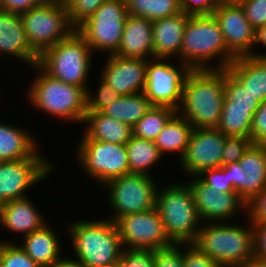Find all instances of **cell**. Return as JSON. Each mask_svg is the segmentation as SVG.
<instances>
[{
    "instance_id": "f6af8a7d",
    "label": "cell",
    "mask_w": 266,
    "mask_h": 267,
    "mask_svg": "<svg viewBox=\"0 0 266 267\" xmlns=\"http://www.w3.org/2000/svg\"><path fill=\"white\" fill-rule=\"evenodd\" d=\"M251 223H266V186L247 203Z\"/></svg>"
},
{
    "instance_id": "8d00e7d4",
    "label": "cell",
    "mask_w": 266,
    "mask_h": 267,
    "mask_svg": "<svg viewBox=\"0 0 266 267\" xmlns=\"http://www.w3.org/2000/svg\"><path fill=\"white\" fill-rule=\"evenodd\" d=\"M68 10V17L71 25L77 29L87 19H89L95 11L106 0H63Z\"/></svg>"
},
{
    "instance_id": "74e56055",
    "label": "cell",
    "mask_w": 266,
    "mask_h": 267,
    "mask_svg": "<svg viewBox=\"0 0 266 267\" xmlns=\"http://www.w3.org/2000/svg\"><path fill=\"white\" fill-rule=\"evenodd\" d=\"M253 144L251 138L244 136H225L221 166L238 162Z\"/></svg>"
},
{
    "instance_id": "4dcf8cb0",
    "label": "cell",
    "mask_w": 266,
    "mask_h": 267,
    "mask_svg": "<svg viewBox=\"0 0 266 267\" xmlns=\"http://www.w3.org/2000/svg\"><path fill=\"white\" fill-rule=\"evenodd\" d=\"M128 15L155 21L182 12V0H125Z\"/></svg>"
},
{
    "instance_id": "b9f144b4",
    "label": "cell",
    "mask_w": 266,
    "mask_h": 267,
    "mask_svg": "<svg viewBox=\"0 0 266 267\" xmlns=\"http://www.w3.org/2000/svg\"><path fill=\"white\" fill-rule=\"evenodd\" d=\"M155 267H183V244L154 251Z\"/></svg>"
},
{
    "instance_id": "3957f363",
    "label": "cell",
    "mask_w": 266,
    "mask_h": 267,
    "mask_svg": "<svg viewBox=\"0 0 266 267\" xmlns=\"http://www.w3.org/2000/svg\"><path fill=\"white\" fill-rule=\"evenodd\" d=\"M30 69L35 74L27 86L26 103L53 119L82 125L86 116V91L51 77L38 64Z\"/></svg>"
},
{
    "instance_id": "bcb514c9",
    "label": "cell",
    "mask_w": 266,
    "mask_h": 267,
    "mask_svg": "<svg viewBox=\"0 0 266 267\" xmlns=\"http://www.w3.org/2000/svg\"><path fill=\"white\" fill-rule=\"evenodd\" d=\"M221 0H182V11L189 15H212Z\"/></svg>"
},
{
    "instance_id": "9a60e30c",
    "label": "cell",
    "mask_w": 266,
    "mask_h": 267,
    "mask_svg": "<svg viewBox=\"0 0 266 267\" xmlns=\"http://www.w3.org/2000/svg\"><path fill=\"white\" fill-rule=\"evenodd\" d=\"M189 179L186 181L192 190L194 203L203 223L231 222L238 215L240 218L239 213L247 216V202L237 192L223 193L207 186L198 177Z\"/></svg>"
},
{
    "instance_id": "603a6c76",
    "label": "cell",
    "mask_w": 266,
    "mask_h": 267,
    "mask_svg": "<svg viewBox=\"0 0 266 267\" xmlns=\"http://www.w3.org/2000/svg\"><path fill=\"white\" fill-rule=\"evenodd\" d=\"M115 55L122 58H154L152 21L128 15Z\"/></svg>"
},
{
    "instance_id": "7bdbcfd3",
    "label": "cell",
    "mask_w": 266,
    "mask_h": 267,
    "mask_svg": "<svg viewBox=\"0 0 266 267\" xmlns=\"http://www.w3.org/2000/svg\"><path fill=\"white\" fill-rule=\"evenodd\" d=\"M183 267H220L193 244H183Z\"/></svg>"
},
{
    "instance_id": "30bf717a",
    "label": "cell",
    "mask_w": 266,
    "mask_h": 267,
    "mask_svg": "<svg viewBox=\"0 0 266 267\" xmlns=\"http://www.w3.org/2000/svg\"><path fill=\"white\" fill-rule=\"evenodd\" d=\"M153 176L127 174L110 180L102 187L106 191L108 207L114 211L108 219L116 222L128 214L155 208L159 182ZM109 195V196H108Z\"/></svg>"
},
{
    "instance_id": "277c9868",
    "label": "cell",
    "mask_w": 266,
    "mask_h": 267,
    "mask_svg": "<svg viewBox=\"0 0 266 267\" xmlns=\"http://www.w3.org/2000/svg\"><path fill=\"white\" fill-rule=\"evenodd\" d=\"M235 58L213 15L189 16L180 48L181 63L190 69H226Z\"/></svg>"
},
{
    "instance_id": "7dc6e473",
    "label": "cell",
    "mask_w": 266,
    "mask_h": 267,
    "mask_svg": "<svg viewBox=\"0 0 266 267\" xmlns=\"http://www.w3.org/2000/svg\"><path fill=\"white\" fill-rule=\"evenodd\" d=\"M226 175L237 192L245 200V175L246 172L240 167L238 162H231L223 166Z\"/></svg>"
},
{
    "instance_id": "d4e9b609",
    "label": "cell",
    "mask_w": 266,
    "mask_h": 267,
    "mask_svg": "<svg viewBox=\"0 0 266 267\" xmlns=\"http://www.w3.org/2000/svg\"><path fill=\"white\" fill-rule=\"evenodd\" d=\"M85 130L80 139L126 144L133 136L132 127L101 112L86 113Z\"/></svg>"
},
{
    "instance_id": "484cf974",
    "label": "cell",
    "mask_w": 266,
    "mask_h": 267,
    "mask_svg": "<svg viewBox=\"0 0 266 267\" xmlns=\"http://www.w3.org/2000/svg\"><path fill=\"white\" fill-rule=\"evenodd\" d=\"M254 96L266 100V58L251 55L236 57L227 68Z\"/></svg>"
},
{
    "instance_id": "f5cc1de1",
    "label": "cell",
    "mask_w": 266,
    "mask_h": 267,
    "mask_svg": "<svg viewBox=\"0 0 266 267\" xmlns=\"http://www.w3.org/2000/svg\"><path fill=\"white\" fill-rule=\"evenodd\" d=\"M240 267H266V261L257 258H250L244 265Z\"/></svg>"
},
{
    "instance_id": "db71d44e",
    "label": "cell",
    "mask_w": 266,
    "mask_h": 267,
    "mask_svg": "<svg viewBox=\"0 0 266 267\" xmlns=\"http://www.w3.org/2000/svg\"><path fill=\"white\" fill-rule=\"evenodd\" d=\"M2 237H0V244H1V242H14L15 240H16V238H14V240L13 239H11V240H9V239H1ZM13 240V241H12Z\"/></svg>"
},
{
    "instance_id": "9c48e42d",
    "label": "cell",
    "mask_w": 266,
    "mask_h": 267,
    "mask_svg": "<svg viewBox=\"0 0 266 267\" xmlns=\"http://www.w3.org/2000/svg\"><path fill=\"white\" fill-rule=\"evenodd\" d=\"M20 16L29 44L39 56L76 30L63 0H46Z\"/></svg>"
},
{
    "instance_id": "ac0fdd59",
    "label": "cell",
    "mask_w": 266,
    "mask_h": 267,
    "mask_svg": "<svg viewBox=\"0 0 266 267\" xmlns=\"http://www.w3.org/2000/svg\"><path fill=\"white\" fill-rule=\"evenodd\" d=\"M99 77L117 91L120 96L144 91L146 85L147 59L122 58L106 55Z\"/></svg>"
},
{
    "instance_id": "e575fe53",
    "label": "cell",
    "mask_w": 266,
    "mask_h": 267,
    "mask_svg": "<svg viewBox=\"0 0 266 267\" xmlns=\"http://www.w3.org/2000/svg\"><path fill=\"white\" fill-rule=\"evenodd\" d=\"M98 78L99 81L96 89H92L91 91L90 86L87 88L86 113L101 112L120 96L115 89L104 82L100 77Z\"/></svg>"
},
{
    "instance_id": "c3c4849f",
    "label": "cell",
    "mask_w": 266,
    "mask_h": 267,
    "mask_svg": "<svg viewBox=\"0 0 266 267\" xmlns=\"http://www.w3.org/2000/svg\"><path fill=\"white\" fill-rule=\"evenodd\" d=\"M254 258L266 261V223H252Z\"/></svg>"
},
{
    "instance_id": "6da1fadb",
    "label": "cell",
    "mask_w": 266,
    "mask_h": 267,
    "mask_svg": "<svg viewBox=\"0 0 266 267\" xmlns=\"http://www.w3.org/2000/svg\"><path fill=\"white\" fill-rule=\"evenodd\" d=\"M225 85V69H191L183 84L182 102L177 113L200 129L219 126Z\"/></svg>"
},
{
    "instance_id": "836d02e7",
    "label": "cell",
    "mask_w": 266,
    "mask_h": 267,
    "mask_svg": "<svg viewBox=\"0 0 266 267\" xmlns=\"http://www.w3.org/2000/svg\"><path fill=\"white\" fill-rule=\"evenodd\" d=\"M223 106L251 107L254 114L260 106L255 96L226 68Z\"/></svg>"
},
{
    "instance_id": "d590c367",
    "label": "cell",
    "mask_w": 266,
    "mask_h": 267,
    "mask_svg": "<svg viewBox=\"0 0 266 267\" xmlns=\"http://www.w3.org/2000/svg\"><path fill=\"white\" fill-rule=\"evenodd\" d=\"M0 267H40L15 242H1Z\"/></svg>"
},
{
    "instance_id": "11a10c76",
    "label": "cell",
    "mask_w": 266,
    "mask_h": 267,
    "mask_svg": "<svg viewBox=\"0 0 266 267\" xmlns=\"http://www.w3.org/2000/svg\"><path fill=\"white\" fill-rule=\"evenodd\" d=\"M110 267H121V265L118 263V264L110 266Z\"/></svg>"
},
{
    "instance_id": "83f0119b",
    "label": "cell",
    "mask_w": 266,
    "mask_h": 267,
    "mask_svg": "<svg viewBox=\"0 0 266 267\" xmlns=\"http://www.w3.org/2000/svg\"><path fill=\"white\" fill-rule=\"evenodd\" d=\"M239 165L246 172L245 201L248 203L266 186V144H252Z\"/></svg>"
},
{
    "instance_id": "4316f807",
    "label": "cell",
    "mask_w": 266,
    "mask_h": 267,
    "mask_svg": "<svg viewBox=\"0 0 266 267\" xmlns=\"http://www.w3.org/2000/svg\"><path fill=\"white\" fill-rule=\"evenodd\" d=\"M194 127L176 113L164 126L154 141L160 153L166 158L175 155L178 161L183 157ZM166 155V156H165Z\"/></svg>"
},
{
    "instance_id": "5b68a950",
    "label": "cell",
    "mask_w": 266,
    "mask_h": 267,
    "mask_svg": "<svg viewBox=\"0 0 266 267\" xmlns=\"http://www.w3.org/2000/svg\"><path fill=\"white\" fill-rule=\"evenodd\" d=\"M202 223L193 245L220 267H240L253 258L251 221ZM248 224V225H247Z\"/></svg>"
},
{
    "instance_id": "681fc988",
    "label": "cell",
    "mask_w": 266,
    "mask_h": 267,
    "mask_svg": "<svg viewBox=\"0 0 266 267\" xmlns=\"http://www.w3.org/2000/svg\"><path fill=\"white\" fill-rule=\"evenodd\" d=\"M46 0H2L1 10L22 14L29 9L41 5Z\"/></svg>"
},
{
    "instance_id": "5bb4252c",
    "label": "cell",
    "mask_w": 266,
    "mask_h": 267,
    "mask_svg": "<svg viewBox=\"0 0 266 267\" xmlns=\"http://www.w3.org/2000/svg\"><path fill=\"white\" fill-rule=\"evenodd\" d=\"M115 223L123 248L156 251L173 245L156 208L125 215Z\"/></svg>"
},
{
    "instance_id": "816d5d0a",
    "label": "cell",
    "mask_w": 266,
    "mask_h": 267,
    "mask_svg": "<svg viewBox=\"0 0 266 267\" xmlns=\"http://www.w3.org/2000/svg\"><path fill=\"white\" fill-rule=\"evenodd\" d=\"M67 254H63L53 265L50 267H84L80 261L69 256L66 257ZM65 256V257H64Z\"/></svg>"
},
{
    "instance_id": "44dd1931",
    "label": "cell",
    "mask_w": 266,
    "mask_h": 267,
    "mask_svg": "<svg viewBox=\"0 0 266 267\" xmlns=\"http://www.w3.org/2000/svg\"><path fill=\"white\" fill-rule=\"evenodd\" d=\"M189 14L183 11L152 21L154 58H170L180 62V48Z\"/></svg>"
},
{
    "instance_id": "7a4b0ae2",
    "label": "cell",
    "mask_w": 266,
    "mask_h": 267,
    "mask_svg": "<svg viewBox=\"0 0 266 267\" xmlns=\"http://www.w3.org/2000/svg\"><path fill=\"white\" fill-rule=\"evenodd\" d=\"M93 219H77L66 225L71 256L84 267L118 264L123 247L116 223L106 217Z\"/></svg>"
},
{
    "instance_id": "7402d4cb",
    "label": "cell",
    "mask_w": 266,
    "mask_h": 267,
    "mask_svg": "<svg viewBox=\"0 0 266 267\" xmlns=\"http://www.w3.org/2000/svg\"><path fill=\"white\" fill-rule=\"evenodd\" d=\"M52 226L48 220L39 230L20 238V242L17 239L19 246L40 267H50L63 255L60 229L57 231Z\"/></svg>"
},
{
    "instance_id": "ab89813d",
    "label": "cell",
    "mask_w": 266,
    "mask_h": 267,
    "mask_svg": "<svg viewBox=\"0 0 266 267\" xmlns=\"http://www.w3.org/2000/svg\"><path fill=\"white\" fill-rule=\"evenodd\" d=\"M119 264L121 267H155L154 251L123 248Z\"/></svg>"
},
{
    "instance_id": "ee69618b",
    "label": "cell",
    "mask_w": 266,
    "mask_h": 267,
    "mask_svg": "<svg viewBox=\"0 0 266 267\" xmlns=\"http://www.w3.org/2000/svg\"><path fill=\"white\" fill-rule=\"evenodd\" d=\"M250 138L253 144H266V100L254 113Z\"/></svg>"
},
{
    "instance_id": "e0dca14e",
    "label": "cell",
    "mask_w": 266,
    "mask_h": 267,
    "mask_svg": "<svg viewBox=\"0 0 266 267\" xmlns=\"http://www.w3.org/2000/svg\"><path fill=\"white\" fill-rule=\"evenodd\" d=\"M212 15L223 33L227 49L235 57L252 56L256 30L240 4L236 0H221Z\"/></svg>"
},
{
    "instance_id": "ba28073f",
    "label": "cell",
    "mask_w": 266,
    "mask_h": 267,
    "mask_svg": "<svg viewBox=\"0 0 266 267\" xmlns=\"http://www.w3.org/2000/svg\"><path fill=\"white\" fill-rule=\"evenodd\" d=\"M74 147V160L101 187L110 180L129 174L126 144H113L91 139H79ZM99 185V186H98Z\"/></svg>"
},
{
    "instance_id": "d6a6232c",
    "label": "cell",
    "mask_w": 266,
    "mask_h": 267,
    "mask_svg": "<svg viewBox=\"0 0 266 267\" xmlns=\"http://www.w3.org/2000/svg\"><path fill=\"white\" fill-rule=\"evenodd\" d=\"M253 116L251 107L223 106L217 129L225 136H244L250 138Z\"/></svg>"
},
{
    "instance_id": "f546056e",
    "label": "cell",
    "mask_w": 266,
    "mask_h": 267,
    "mask_svg": "<svg viewBox=\"0 0 266 267\" xmlns=\"http://www.w3.org/2000/svg\"><path fill=\"white\" fill-rule=\"evenodd\" d=\"M152 107L144 92L119 96L101 113L133 127Z\"/></svg>"
},
{
    "instance_id": "f1b7e54d",
    "label": "cell",
    "mask_w": 266,
    "mask_h": 267,
    "mask_svg": "<svg viewBox=\"0 0 266 267\" xmlns=\"http://www.w3.org/2000/svg\"><path fill=\"white\" fill-rule=\"evenodd\" d=\"M129 174L153 176L155 166L163 161L164 156L154 141L135 137L126 143ZM152 172V173H150Z\"/></svg>"
},
{
    "instance_id": "8fae6325",
    "label": "cell",
    "mask_w": 266,
    "mask_h": 267,
    "mask_svg": "<svg viewBox=\"0 0 266 267\" xmlns=\"http://www.w3.org/2000/svg\"><path fill=\"white\" fill-rule=\"evenodd\" d=\"M41 148L31 157L0 161V203L27 198L32 188L50 179L58 168ZM42 152V153H41ZM34 186V187H33ZM29 192V193H28Z\"/></svg>"
},
{
    "instance_id": "cb8c5ba5",
    "label": "cell",
    "mask_w": 266,
    "mask_h": 267,
    "mask_svg": "<svg viewBox=\"0 0 266 267\" xmlns=\"http://www.w3.org/2000/svg\"><path fill=\"white\" fill-rule=\"evenodd\" d=\"M12 123L0 120V161L31 158L42 146L35 133Z\"/></svg>"
},
{
    "instance_id": "52a82bcc",
    "label": "cell",
    "mask_w": 266,
    "mask_h": 267,
    "mask_svg": "<svg viewBox=\"0 0 266 267\" xmlns=\"http://www.w3.org/2000/svg\"><path fill=\"white\" fill-rule=\"evenodd\" d=\"M95 54L84 38L75 30L66 39L46 49L38 65L51 77L66 84L82 87L85 91L90 84L91 67Z\"/></svg>"
},
{
    "instance_id": "4fadbf2b",
    "label": "cell",
    "mask_w": 266,
    "mask_h": 267,
    "mask_svg": "<svg viewBox=\"0 0 266 267\" xmlns=\"http://www.w3.org/2000/svg\"><path fill=\"white\" fill-rule=\"evenodd\" d=\"M172 60L173 62L170 58L147 59L143 92L152 106H167L177 111L182 102L184 80L191 69L178 60Z\"/></svg>"
},
{
    "instance_id": "f35d334b",
    "label": "cell",
    "mask_w": 266,
    "mask_h": 267,
    "mask_svg": "<svg viewBox=\"0 0 266 267\" xmlns=\"http://www.w3.org/2000/svg\"><path fill=\"white\" fill-rule=\"evenodd\" d=\"M197 177L207 186L214 187L216 191L223 193L235 192L223 166L204 170Z\"/></svg>"
},
{
    "instance_id": "f907efd6",
    "label": "cell",
    "mask_w": 266,
    "mask_h": 267,
    "mask_svg": "<svg viewBox=\"0 0 266 267\" xmlns=\"http://www.w3.org/2000/svg\"><path fill=\"white\" fill-rule=\"evenodd\" d=\"M259 45H261V47H264V49H266V25L256 29L255 43L252 49V56L266 58V50L264 52L263 51L258 52V50L256 51L257 47L258 48L260 47Z\"/></svg>"
},
{
    "instance_id": "1f68e13d",
    "label": "cell",
    "mask_w": 266,
    "mask_h": 267,
    "mask_svg": "<svg viewBox=\"0 0 266 267\" xmlns=\"http://www.w3.org/2000/svg\"><path fill=\"white\" fill-rule=\"evenodd\" d=\"M177 113L167 106H152L132 127L133 135L138 138L155 141L169 120Z\"/></svg>"
},
{
    "instance_id": "d6986e66",
    "label": "cell",
    "mask_w": 266,
    "mask_h": 267,
    "mask_svg": "<svg viewBox=\"0 0 266 267\" xmlns=\"http://www.w3.org/2000/svg\"><path fill=\"white\" fill-rule=\"evenodd\" d=\"M4 57L22 62L26 69L39 60L29 44L20 14L0 9V59Z\"/></svg>"
},
{
    "instance_id": "8992f818",
    "label": "cell",
    "mask_w": 266,
    "mask_h": 267,
    "mask_svg": "<svg viewBox=\"0 0 266 267\" xmlns=\"http://www.w3.org/2000/svg\"><path fill=\"white\" fill-rule=\"evenodd\" d=\"M167 183L159 184L155 203L165 233L172 244H193L203 222L196 209L192 190L187 181Z\"/></svg>"
},
{
    "instance_id": "ffe728a7",
    "label": "cell",
    "mask_w": 266,
    "mask_h": 267,
    "mask_svg": "<svg viewBox=\"0 0 266 267\" xmlns=\"http://www.w3.org/2000/svg\"><path fill=\"white\" fill-rule=\"evenodd\" d=\"M31 197L11 200L2 204L0 210V227L6 232L21 238L39 230L49 220L41 212ZM38 207V208H37ZM23 234V235H22Z\"/></svg>"
},
{
    "instance_id": "2e32d148",
    "label": "cell",
    "mask_w": 266,
    "mask_h": 267,
    "mask_svg": "<svg viewBox=\"0 0 266 267\" xmlns=\"http://www.w3.org/2000/svg\"><path fill=\"white\" fill-rule=\"evenodd\" d=\"M225 135L218 129L194 128L179 169L187 177H197L204 170L220 168Z\"/></svg>"
},
{
    "instance_id": "7c38bea8",
    "label": "cell",
    "mask_w": 266,
    "mask_h": 267,
    "mask_svg": "<svg viewBox=\"0 0 266 267\" xmlns=\"http://www.w3.org/2000/svg\"><path fill=\"white\" fill-rule=\"evenodd\" d=\"M127 16L125 0H106L76 31L96 56L112 55L120 46Z\"/></svg>"
},
{
    "instance_id": "60d3db41",
    "label": "cell",
    "mask_w": 266,
    "mask_h": 267,
    "mask_svg": "<svg viewBox=\"0 0 266 267\" xmlns=\"http://www.w3.org/2000/svg\"><path fill=\"white\" fill-rule=\"evenodd\" d=\"M255 30L266 25V0H236Z\"/></svg>"
}]
</instances>
